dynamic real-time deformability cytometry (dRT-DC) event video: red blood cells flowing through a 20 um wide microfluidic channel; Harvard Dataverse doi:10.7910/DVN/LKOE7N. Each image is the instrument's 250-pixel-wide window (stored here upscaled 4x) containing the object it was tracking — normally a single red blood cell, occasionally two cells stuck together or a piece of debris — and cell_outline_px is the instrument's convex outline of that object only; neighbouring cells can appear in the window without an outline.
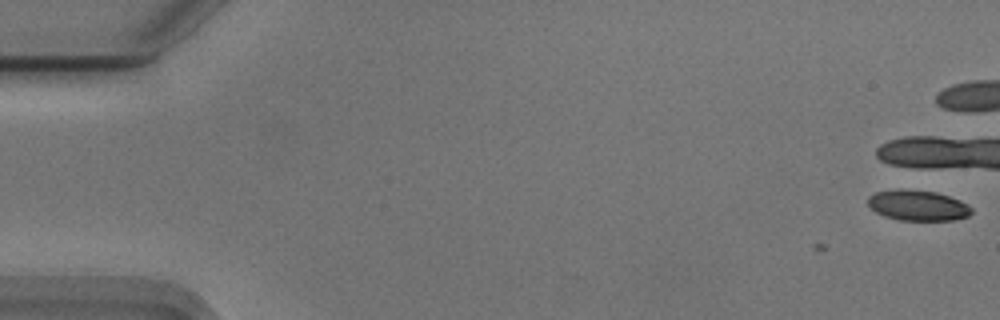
{"species": "Egyptian fruit bat (a non-hibernating species)", "species_latin": "Rousettus aegyptiacus", "temperature_condition": "cold", "stored_images_in_passage": 11, "camera_frame_rate_fps": 3000, "um_per_image_px": 0.085, "animal": {"sex": "male"}, "frame": {"image": 1, "passage_image": 1, "time_ms": 0.0, "image_size_px": [1000, 320], "cell_outline_px": [[972, 212], [968, 216], [952, 220], [900, 220], [884, 216], [876, 212], [868, 204], [868, 196], [876, 192], [900, 188], [936, 192], [960, 200], [968, 204], [972, 208]], "centroid_in_image_um": [78.02, 17.45], "position_along_channel_um": 7.0, "area_um2": 18.44}}